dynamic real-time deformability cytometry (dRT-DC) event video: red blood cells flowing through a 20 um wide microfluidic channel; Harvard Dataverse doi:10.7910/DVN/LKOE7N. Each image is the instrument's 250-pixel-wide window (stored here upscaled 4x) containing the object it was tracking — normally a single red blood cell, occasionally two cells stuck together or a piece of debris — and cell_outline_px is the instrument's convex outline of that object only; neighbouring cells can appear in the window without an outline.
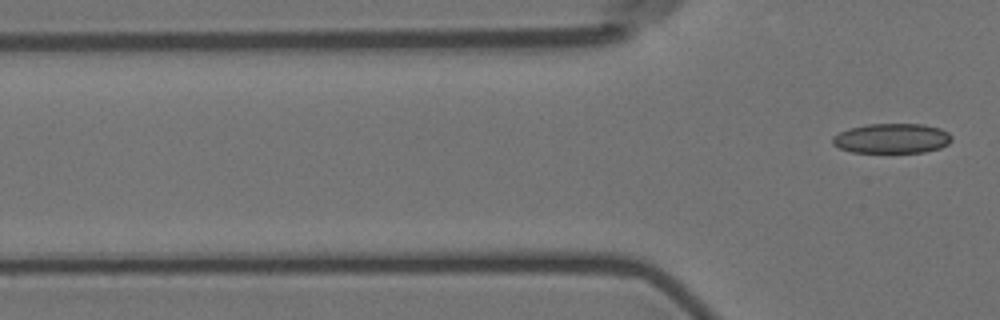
{"species": "Egyptian fruit bat (a non-hibernating species)", "species_latin": "Rousettus aegyptiacus", "temperature_condition": "room temperature", "stored_images_in_passage": 3, "camera_frame_rate_fps": 3000, "um_per_image_px": 0.085, "animal": {"sex": "female"}, "frame": {"image": 1, "passage_image": 3, "time_ms": 3.333, "image_size_px": [1000, 320], "cell_outline_px": [[952, 140], [948, 144], [940, 148], [924, 152], [852, 152], [840, 148], [832, 144], [832, 136], [848, 128], [868, 124], [924, 124], [940, 128], [948, 132], [952, 136]], "centroid_in_image_um": [75.81, 11.76], "position_along_channel_um": 50.0, "area_um2": 20.81}}